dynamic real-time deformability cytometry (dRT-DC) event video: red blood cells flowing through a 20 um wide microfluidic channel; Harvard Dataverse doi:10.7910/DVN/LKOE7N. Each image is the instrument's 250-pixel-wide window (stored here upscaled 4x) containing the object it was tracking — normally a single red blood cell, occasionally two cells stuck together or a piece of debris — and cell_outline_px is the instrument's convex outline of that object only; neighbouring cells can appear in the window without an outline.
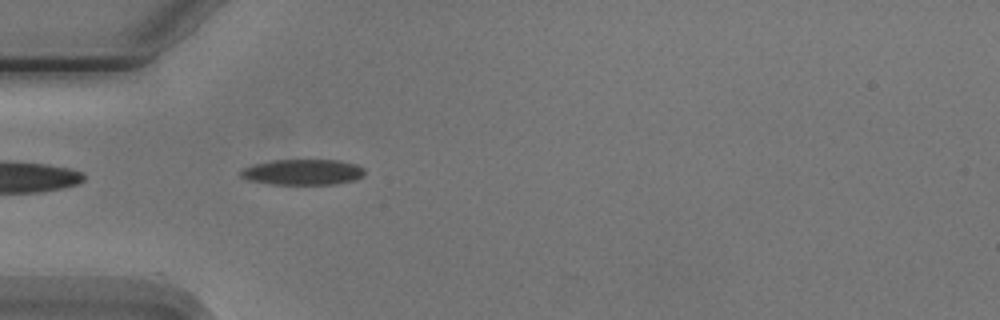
{"species": "Egyptian fruit bat (a non-hibernating species)", "species_latin": "Rousettus aegyptiacus", "temperature_condition": "cold", "stored_images_in_passage": 3, "camera_frame_rate_fps": 3000, "um_per_image_px": 0.085, "animal": {"sex": "male"}, "frame": {"image": 1, "passage_image": 3, "time_ms": 3.333, "image_size_px": [1000, 320], "cell_outline_px": [[364, 176], [356, 180], [332, 184], [272, 184], [248, 180], [240, 176], [240, 172], [244, 168], [256, 164], [272, 160], [340, 160], [356, 164], [364, 168]], "centroid_in_image_um": [25.77, 14.62], "position_along_channel_um": 59.2, "area_um2": 18.5}}